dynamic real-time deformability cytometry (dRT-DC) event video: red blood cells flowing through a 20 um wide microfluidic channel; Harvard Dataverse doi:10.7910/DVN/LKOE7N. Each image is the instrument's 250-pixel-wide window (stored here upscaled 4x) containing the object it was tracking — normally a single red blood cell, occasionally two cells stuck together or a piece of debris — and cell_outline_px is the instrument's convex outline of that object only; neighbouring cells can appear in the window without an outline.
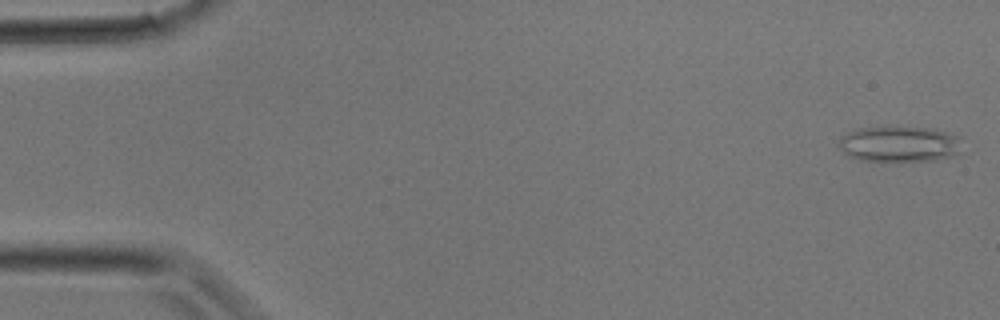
{"species": "common noctule bat (a hibernating species)", "species_latin": "Nyctalus noctula", "temperature_condition": "room temperature", "stored_images_in_passage": 8, "camera_frame_rate_fps": 3000, "um_per_image_px": 0.085, "animal": {"sex": "male", "body_mass_g": 17.9}, "frame": {"image": 1, "passage_image": 1, "time_ms": 0.0, "image_size_px": [1000, 320], "cell_outline_px": [[960, 152], [952, 156], [936, 160], [860, 160], [848, 156], [840, 148], [840, 136], [856, 128], [888, 124], [928, 128], [944, 132], [956, 136]], "centroid_in_image_um": [76.36, 12.19], "position_along_channel_um": 8.6, "area_um2": 25.89}}